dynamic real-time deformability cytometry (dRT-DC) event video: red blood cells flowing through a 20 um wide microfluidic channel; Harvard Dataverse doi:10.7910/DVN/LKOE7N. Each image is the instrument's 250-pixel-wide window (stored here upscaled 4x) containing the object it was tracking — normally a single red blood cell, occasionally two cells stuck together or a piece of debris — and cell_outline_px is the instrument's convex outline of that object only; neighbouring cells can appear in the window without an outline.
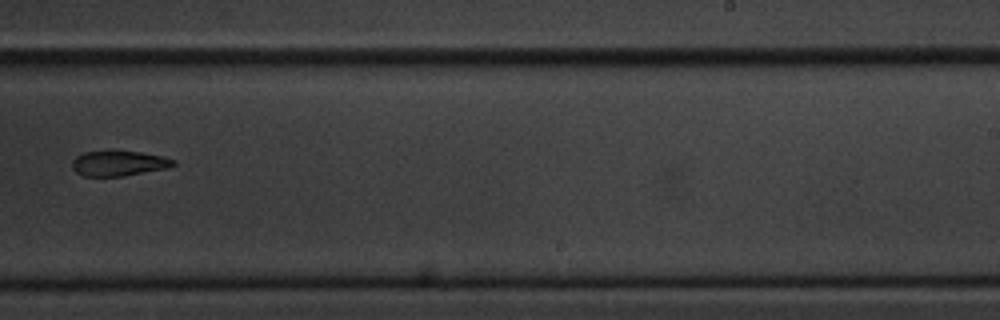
{"species": "common noctule bat (a hibernating species)", "species_latin": "Nyctalus noctula", "temperature_condition": "cold", "stored_images_in_passage": 10, "camera_frame_rate_fps": 3000, "um_per_image_px": 0.085, "animal": {"sex": "male", "body_mass_g": 20.1, "forearm_length_mm": 53.5}, "frame": {"image": 1, "passage_image": 10, "time_ms": 11.333, "image_size_px": [1000, 320], "cell_outline_px": [[176, 164], [168, 168], [120, 176], [84, 176], [76, 172], [72, 168], [72, 160], [76, 156], [84, 152], [140, 152], [164, 156], [176, 160]], "centroid_in_image_um": [10.11, 13.89], "position_along_channel_um": 278.9, "area_um2": 14.62}}